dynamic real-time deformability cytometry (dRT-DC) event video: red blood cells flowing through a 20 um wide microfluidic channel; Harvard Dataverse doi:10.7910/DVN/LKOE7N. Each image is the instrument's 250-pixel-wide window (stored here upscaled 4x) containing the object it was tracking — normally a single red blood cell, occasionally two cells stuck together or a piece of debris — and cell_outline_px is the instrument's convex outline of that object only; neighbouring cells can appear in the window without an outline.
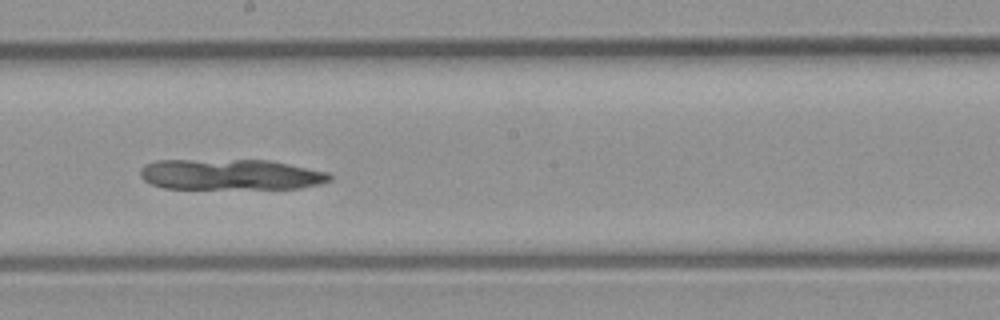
{"species": "common noctule bat (a hibernating species)", "species_latin": "Nyctalus noctula", "temperature_condition": "room temperature", "stored_images_in_passage": 27, "camera_frame_rate_fps": 3000, "um_per_image_px": 0.085, "animal": {"sex": "male", "body_mass_g": 23.1, "forearm_length_mm": 52.7}, "frame": {"image": 1, "passage_image": 10, "time_ms": 3.0, "image_size_px": [1000, 320], "cell_outline_px": [[332, 180], [320, 184], [300, 188], [164, 188], [152, 184], [144, 180], [140, 176], [140, 168], [144, 164], [156, 160], [268, 160], [328, 172], [332, 176]], "centroid_in_image_um": [19.58, 14.83], "position_along_channel_um": 228.6, "area_um2": 33.87}}